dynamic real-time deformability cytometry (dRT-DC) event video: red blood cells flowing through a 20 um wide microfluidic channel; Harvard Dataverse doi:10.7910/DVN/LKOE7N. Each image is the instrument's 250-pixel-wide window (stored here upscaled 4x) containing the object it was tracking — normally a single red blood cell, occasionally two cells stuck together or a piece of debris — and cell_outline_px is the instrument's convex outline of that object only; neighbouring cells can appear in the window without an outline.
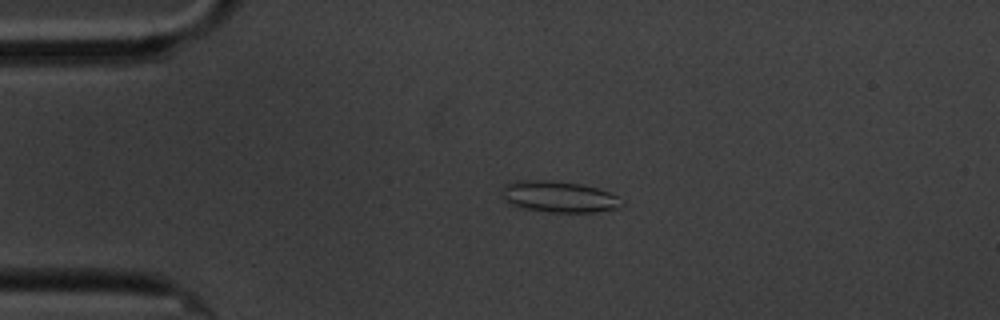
{"species": "common noctule bat (a hibernating species)", "species_latin": "Nyctalus noctula", "temperature_condition": "cold", "stored_images_in_passage": 4, "camera_frame_rate_fps": 3000, "um_per_image_px": 0.085, "animal": {"sex": "male", "body_mass_g": 20.1, "forearm_length_mm": 53.5}, "frame": {"image": 1, "passage_image": 3, "time_ms": 2.667, "image_size_px": [1000, 320], "cell_outline_px": [[624, 204], [616, 208], [592, 212], [548, 212], [520, 208], [504, 200], [500, 188], [504, 184], [516, 180], [548, 180], [580, 184], [596, 188], [608, 192], [624, 200]], "centroid_in_image_um": [47.45, 16.72], "position_along_channel_um": 37.6, "area_um2": 21.91}}